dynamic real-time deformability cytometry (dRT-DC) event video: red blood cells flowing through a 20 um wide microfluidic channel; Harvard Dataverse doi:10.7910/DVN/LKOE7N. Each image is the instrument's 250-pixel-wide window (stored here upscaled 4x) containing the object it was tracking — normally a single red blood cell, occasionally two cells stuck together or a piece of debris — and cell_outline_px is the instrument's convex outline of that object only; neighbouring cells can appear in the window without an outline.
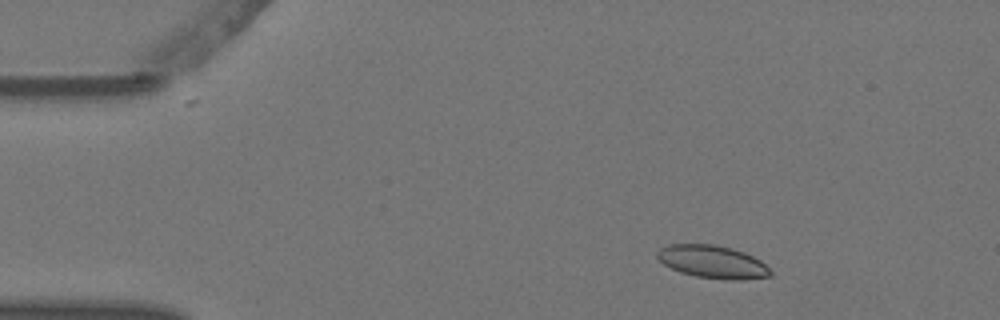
{"species": "Egyptian fruit bat (a non-hibernating species)", "species_latin": "Rousettus aegyptiacus", "temperature_condition": "warm", "stored_images_in_passage": 4, "camera_frame_rate_fps": 3000, "um_per_image_px": 0.085, "animal": {"sex": "female"}, "frame": {"image": 1, "passage_image": 1, "time_ms": 0.0, "image_size_px": [1000, 320], "cell_outline_px": [[772, 276], [740, 280], [728, 280], [696, 276], [680, 272], [664, 264], [656, 256], [656, 252], [660, 248], [672, 244], [712, 244], [732, 248], [744, 252], [760, 260], [772, 272]], "centroid_in_image_um": [60.57, 22.25], "position_along_channel_um": 24.4, "area_um2": 21.56}}
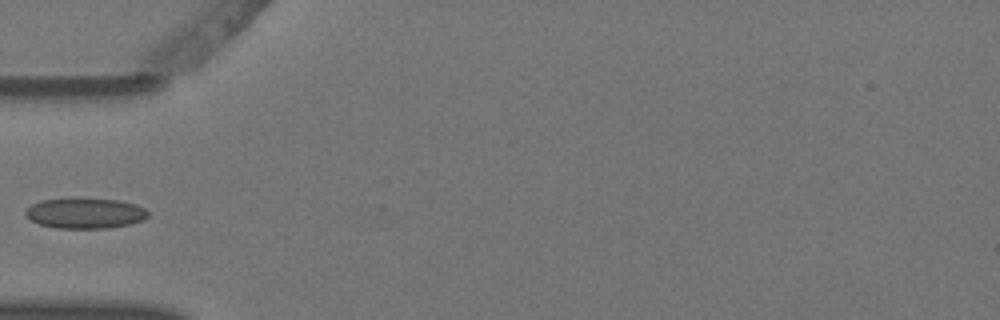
{"frame": {"image": 2, "passage_image": 4, "time_ms": 1.0, "image_size_px": [1000, 320], "cell_outline_px": [[148, 216], [140, 220], [128, 224], [108, 228], [56, 228], [40, 224], [32, 220], [24, 212], [32, 204], [40, 200], [72, 196], [76, 196], [120, 200], [136, 204], [144, 208], [148, 212]], "centroid_in_image_um": [7.21, 18.07], "position_along_channel_um": 77.8, "area_um2": 22.2}}